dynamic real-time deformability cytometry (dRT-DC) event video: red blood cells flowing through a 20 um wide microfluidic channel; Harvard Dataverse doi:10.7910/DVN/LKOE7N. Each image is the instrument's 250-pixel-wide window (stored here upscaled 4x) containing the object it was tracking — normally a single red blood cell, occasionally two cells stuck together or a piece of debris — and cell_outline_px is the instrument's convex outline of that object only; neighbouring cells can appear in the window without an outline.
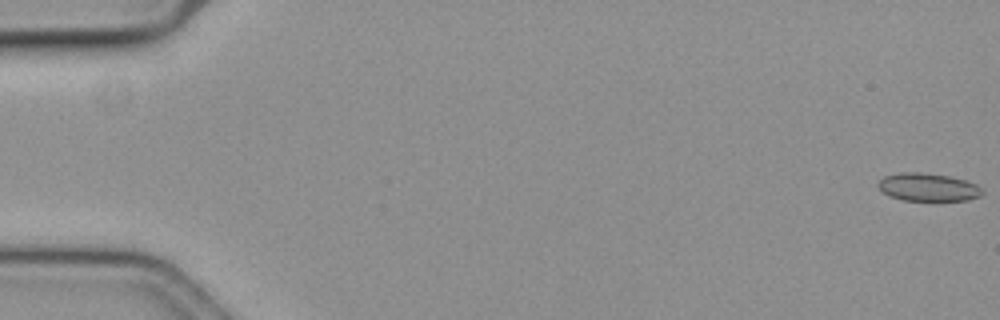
{"species": "common noctule bat (a hibernating species)", "species_latin": "Nyctalus noctula", "temperature_condition": "cold", "stored_images_in_passage": 16, "camera_frame_rate_fps": 3000, "um_per_image_px": 0.085, "animal": {"sex": "female", "body_mass_g": 19.3, "forearm_length_mm": 54.1}, "frame": {"image": 1, "passage_image": 1, "time_ms": 0.0, "image_size_px": [1000, 320], "cell_outline_px": [[984, 192], [980, 196], [968, 200], [904, 200], [892, 196], [884, 192], [876, 184], [884, 176], [900, 172], [920, 172], [948, 176], [964, 180], [976, 184]], "centroid_in_image_um": [78.89, 15.9], "position_along_channel_um": 6.1, "area_um2": 16.7}}
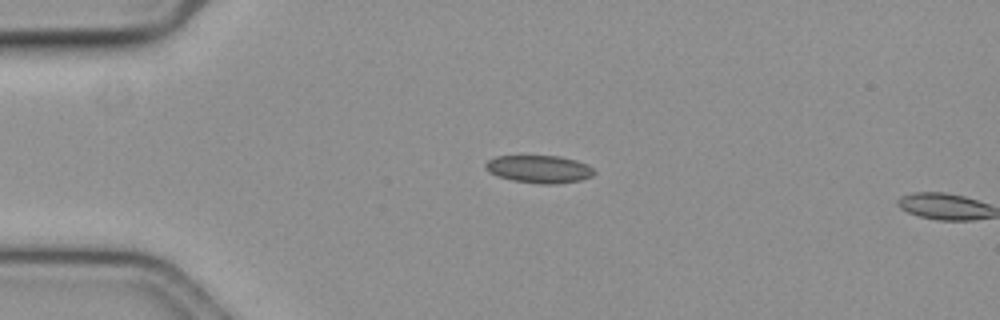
{"frame": {"image": 2, "passage_image": 15, "time_ms": 4.667, "image_size_px": [1000, 320], "cell_outline_px": [[596, 172], [592, 176], [580, 180], [560, 184], [540, 184], [512, 180], [496, 176], [488, 172], [484, 164], [488, 160], [496, 156], [560, 156], [576, 160], [592, 168]], "centroid_in_image_um": [45.81, 14.38], "position_along_channel_um": 39.2, "area_um2": 17.57}}